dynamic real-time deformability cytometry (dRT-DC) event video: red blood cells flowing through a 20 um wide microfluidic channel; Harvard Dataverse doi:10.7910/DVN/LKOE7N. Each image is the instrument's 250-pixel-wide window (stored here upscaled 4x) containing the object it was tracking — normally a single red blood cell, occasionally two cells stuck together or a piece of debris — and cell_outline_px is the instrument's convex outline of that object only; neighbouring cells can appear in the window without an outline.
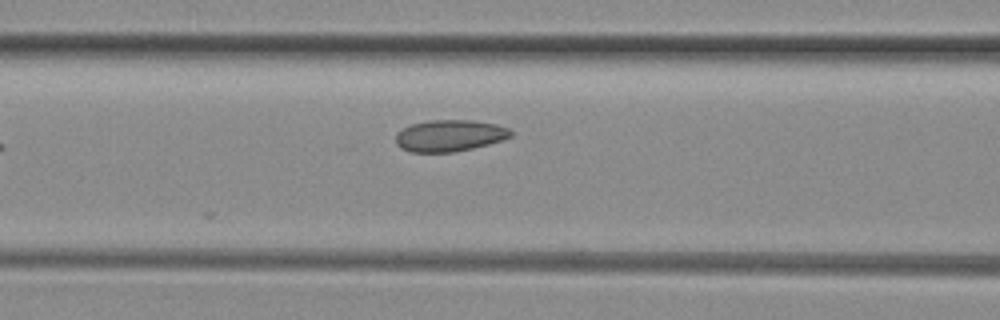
{"species": "common noctule bat (a hibernating species)", "species_latin": "Nyctalus noctula", "temperature_condition": "room temperature", "stored_images_in_passage": 10, "camera_frame_rate_fps": 3000, "um_per_image_px": 0.085, "animal": {"sex": "female", "body_mass_g": 29.2, "forearm_length_mm": 56.3}, "frame": {"image": 1, "passage_image": 10, "time_ms": 3.0, "image_size_px": [1000, 320], "cell_outline_px": [[512, 136], [488, 144], [472, 148], [452, 152], [412, 152], [400, 148], [396, 144], [396, 132], [412, 124], [428, 120], [472, 120], [496, 124], [508, 128], [512, 132]], "centroid_in_image_um": [38.19, 11.52], "position_along_channel_um": 128.4, "area_um2": 21.1}}